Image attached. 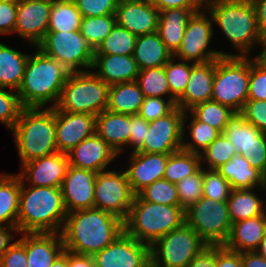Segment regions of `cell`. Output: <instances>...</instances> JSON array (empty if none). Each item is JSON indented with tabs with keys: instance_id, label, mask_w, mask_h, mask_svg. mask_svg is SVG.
Returning <instances> with one entry per match:
<instances>
[{
	"instance_id": "obj_29",
	"label": "cell",
	"mask_w": 266,
	"mask_h": 267,
	"mask_svg": "<svg viewBox=\"0 0 266 267\" xmlns=\"http://www.w3.org/2000/svg\"><path fill=\"white\" fill-rule=\"evenodd\" d=\"M266 232V212L263 215L232 223L224 246L235 252L255 251Z\"/></svg>"
},
{
	"instance_id": "obj_8",
	"label": "cell",
	"mask_w": 266,
	"mask_h": 267,
	"mask_svg": "<svg viewBox=\"0 0 266 267\" xmlns=\"http://www.w3.org/2000/svg\"><path fill=\"white\" fill-rule=\"evenodd\" d=\"M250 58L222 56L215 60L211 100L241 112L248 100Z\"/></svg>"
},
{
	"instance_id": "obj_63",
	"label": "cell",
	"mask_w": 266,
	"mask_h": 267,
	"mask_svg": "<svg viewBox=\"0 0 266 267\" xmlns=\"http://www.w3.org/2000/svg\"><path fill=\"white\" fill-rule=\"evenodd\" d=\"M51 267H68V251H64L55 259Z\"/></svg>"
},
{
	"instance_id": "obj_52",
	"label": "cell",
	"mask_w": 266,
	"mask_h": 267,
	"mask_svg": "<svg viewBox=\"0 0 266 267\" xmlns=\"http://www.w3.org/2000/svg\"><path fill=\"white\" fill-rule=\"evenodd\" d=\"M240 113L248 123L266 133V100L248 99Z\"/></svg>"
},
{
	"instance_id": "obj_57",
	"label": "cell",
	"mask_w": 266,
	"mask_h": 267,
	"mask_svg": "<svg viewBox=\"0 0 266 267\" xmlns=\"http://www.w3.org/2000/svg\"><path fill=\"white\" fill-rule=\"evenodd\" d=\"M159 11L170 8H204L205 0H152Z\"/></svg>"
},
{
	"instance_id": "obj_23",
	"label": "cell",
	"mask_w": 266,
	"mask_h": 267,
	"mask_svg": "<svg viewBox=\"0 0 266 267\" xmlns=\"http://www.w3.org/2000/svg\"><path fill=\"white\" fill-rule=\"evenodd\" d=\"M129 165L125 168L131 189L137 195L154 181L163 179L170 154L130 152Z\"/></svg>"
},
{
	"instance_id": "obj_7",
	"label": "cell",
	"mask_w": 266,
	"mask_h": 267,
	"mask_svg": "<svg viewBox=\"0 0 266 267\" xmlns=\"http://www.w3.org/2000/svg\"><path fill=\"white\" fill-rule=\"evenodd\" d=\"M109 87L92 70L70 72L55 108L97 116L107 108Z\"/></svg>"
},
{
	"instance_id": "obj_25",
	"label": "cell",
	"mask_w": 266,
	"mask_h": 267,
	"mask_svg": "<svg viewBox=\"0 0 266 267\" xmlns=\"http://www.w3.org/2000/svg\"><path fill=\"white\" fill-rule=\"evenodd\" d=\"M214 75L215 60L194 64L185 91L176 101V106L185 112L199 103L211 100Z\"/></svg>"
},
{
	"instance_id": "obj_44",
	"label": "cell",
	"mask_w": 266,
	"mask_h": 267,
	"mask_svg": "<svg viewBox=\"0 0 266 267\" xmlns=\"http://www.w3.org/2000/svg\"><path fill=\"white\" fill-rule=\"evenodd\" d=\"M137 196L144 201L163 205H180L175 183L166 179L154 181L141 190Z\"/></svg>"
},
{
	"instance_id": "obj_62",
	"label": "cell",
	"mask_w": 266,
	"mask_h": 267,
	"mask_svg": "<svg viewBox=\"0 0 266 267\" xmlns=\"http://www.w3.org/2000/svg\"><path fill=\"white\" fill-rule=\"evenodd\" d=\"M255 11L257 24L260 31L266 27V0H251Z\"/></svg>"
},
{
	"instance_id": "obj_12",
	"label": "cell",
	"mask_w": 266,
	"mask_h": 267,
	"mask_svg": "<svg viewBox=\"0 0 266 267\" xmlns=\"http://www.w3.org/2000/svg\"><path fill=\"white\" fill-rule=\"evenodd\" d=\"M203 10L194 13L189 19L180 47L173 56L195 64L217 60L222 56H236L232 52L209 49L215 32L211 15L205 8Z\"/></svg>"
},
{
	"instance_id": "obj_10",
	"label": "cell",
	"mask_w": 266,
	"mask_h": 267,
	"mask_svg": "<svg viewBox=\"0 0 266 267\" xmlns=\"http://www.w3.org/2000/svg\"><path fill=\"white\" fill-rule=\"evenodd\" d=\"M185 223L209 246L224 245L232 226L227 202L206 197L185 211Z\"/></svg>"
},
{
	"instance_id": "obj_65",
	"label": "cell",
	"mask_w": 266,
	"mask_h": 267,
	"mask_svg": "<svg viewBox=\"0 0 266 267\" xmlns=\"http://www.w3.org/2000/svg\"><path fill=\"white\" fill-rule=\"evenodd\" d=\"M256 253L260 254L266 259V232L261 239V242L259 243L257 249L255 250Z\"/></svg>"
},
{
	"instance_id": "obj_48",
	"label": "cell",
	"mask_w": 266,
	"mask_h": 267,
	"mask_svg": "<svg viewBox=\"0 0 266 267\" xmlns=\"http://www.w3.org/2000/svg\"><path fill=\"white\" fill-rule=\"evenodd\" d=\"M231 191L230 183L217 170L203 168V197L227 201Z\"/></svg>"
},
{
	"instance_id": "obj_46",
	"label": "cell",
	"mask_w": 266,
	"mask_h": 267,
	"mask_svg": "<svg viewBox=\"0 0 266 267\" xmlns=\"http://www.w3.org/2000/svg\"><path fill=\"white\" fill-rule=\"evenodd\" d=\"M180 207L186 211L203 197V168L176 183Z\"/></svg>"
},
{
	"instance_id": "obj_58",
	"label": "cell",
	"mask_w": 266,
	"mask_h": 267,
	"mask_svg": "<svg viewBox=\"0 0 266 267\" xmlns=\"http://www.w3.org/2000/svg\"><path fill=\"white\" fill-rule=\"evenodd\" d=\"M187 267H216V246L205 247Z\"/></svg>"
},
{
	"instance_id": "obj_45",
	"label": "cell",
	"mask_w": 266,
	"mask_h": 267,
	"mask_svg": "<svg viewBox=\"0 0 266 267\" xmlns=\"http://www.w3.org/2000/svg\"><path fill=\"white\" fill-rule=\"evenodd\" d=\"M176 60L173 56L164 67L171 95L178 100L185 91L191 68L195 63Z\"/></svg>"
},
{
	"instance_id": "obj_54",
	"label": "cell",
	"mask_w": 266,
	"mask_h": 267,
	"mask_svg": "<svg viewBox=\"0 0 266 267\" xmlns=\"http://www.w3.org/2000/svg\"><path fill=\"white\" fill-rule=\"evenodd\" d=\"M17 0H0V34L14 33L16 24Z\"/></svg>"
},
{
	"instance_id": "obj_61",
	"label": "cell",
	"mask_w": 266,
	"mask_h": 267,
	"mask_svg": "<svg viewBox=\"0 0 266 267\" xmlns=\"http://www.w3.org/2000/svg\"><path fill=\"white\" fill-rule=\"evenodd\" d=\"M68 267H95L93 256L68 251Z\"/></svg>"
},
{
	"instance_id": "obj_56",
	"label": "cell",
	"mask_w": 266,
	"mask_h": 267,
	"mask_svg": "<svg viewBox=\"0 0 266 267\" xmlns=\"http://www.w3.org/2000/svg\"><path fill=\"white\" fill-rule=\"evenodd\" d=\"M216 267H242L241 253L229 250L224 245L216 246Z\"/></svg>"
},
{
	"instance_id": "obj_59",
	"label": "cell",
	"mask_w": 266,
	"mask_h": 267,
	"mask_svg": "<svg viewBox=\"0 0 266 267\" xmlns=\"http://www.w3.org/2000/svg\"><path fill=\"white\" fill-rule=\"evenodd\" d=\"M17 233H19L17 227L0 226V259L12 245L10 242L13 241L14 235Z\"/></svg>"
},
{
	"instance_id": "obj_9",
	"label": "cell",
	"mask_w": 266,
	"mask_h": 267,
	"mask_svg": "<svg viewBox=\"0 0 266 267\" xmlns=\"http://www.w3.org/2000/svg\"><path fill=\"white\" fill-rule=\"evenodd\" d=\"M208 245L184 223L150 247V267H187Z\"/></svg>"
},
{
	"instance_id": "obj_16",
	"label": "cell",
	"mask_w": 266,
	"mask_h": 267,
	"mask_svg": "<svg viewBox=\"0 0 266 267\" xmlns=\"http://www.w3.org/2000/svg\"><path fill=\"white\" fill-rule=\"evenodd\" d=\"M93 259L95 267H150V247L123 231Z\"/></svg>"
},
{
	"instance_id": "obj_47",
	"label": "cell",
	"mask_w": 266,
	"mask_h": 267,
	"mask_svg": "<svg viewBox=\"0 0 266 267\" xmlns=\"http://www.w3.org/2000/svg\"><path fill=\"white\" fill-rule=\"evenodd\" d=\"M250 58L248 99L266 100V60L256 55Z\"/></svg>"
},
{
	"instance_id": "obj_43",
	"label": "cell",
	"mask_w": 266,
	"mask_h": 267,
	"mask_svg": "<svg viewBox=\"0 0 266 267\" xmlns=\"http://www.w3.org/2000/svg\"><path fill=\"white\" fill-rule=\"evenodd\" d=\"M236 149L229 139L221 133L212 143L199 155L201 167L208 170H216L236 155ZM205 164V166L203 165Z\"/></svg>"
},
{
	"instance_id": "obj_28",
	"label": "cell",
	"mask_w": 266,
	"mask_h": 267,
	"mask_svg": "<svg viewBox=\"0 0 266 267\" xmlns=\"http://www.w3.org/2000/svg\"><path fill=\"white\" fill-rule=\"evenodd\" d=\"M95 133L120 155L128 146L130 115L102 111L96 116Z\"/></svg>"
},
{
	"instance_id": "obj_14",
	"label": "cell",
	"mask_w": 266,
	"mask_h": 267,
	"mask_svg": "<svg viewBox=\"0 0 266 267\" xmlns=\"http://www.w3.org/2000/svg\"><path fill=\"white\" fill-rule=\"evenodd\" d=\"M223 134L236 152L249 160L251 166L266 177V133L248 123L240 112L228 120Z\"/></svg>"
},
{
	"instance_id": "obj_60",
	"label": "cell",
	"mask_w": 266,
	"mask_h": 267,
	"mask_svg": "<svg viewBox=\"0 0 266 267\" xmlns=\"http://www.w3.org/2000/svg\"><path fill=\"white\" fill-rule=\"evenodd\" d=\"M242 267H266V259L255 251L241 253Z\"/></svg>"
},
{
	"instance_id": "obj_39",
	"label": "cell",
	"mask_w": 266,
	"mask_h": 267,
	"mask_svg": "<svg viewBox=\"0 0 266 267\" xmlns=\"http://www.w3.org/2000/svg\"><path fill=\"white\" fill-rule=\"evenodd\" d=\"M135 81L145 97L175 99L171 95L164 66L140 70Z\"/></svg>"
},
{
	"instance_id": "obj_50",
	"label": "cell",
	"mask_w": 266,
	"mask_h": 267,
	"mask_svg": "<svg viewBox=\"0 0 266 267\" xmlns=\"http://www.w3.org/2000/svg\"><path fill=\"white\" fill-rule=\"evenodd\" d=\"M176 99L145 97L138 115L148 122L169 114L176 107Z\"/></svg>"
},
{
	"instance_id": "obj_42",
	"label": "cell",
	"mask_w": 266,
	"mask_h": 267,
	"mask_svg": "<svg viewBox=\"0 0 266 267\" xmlns=\"http://www.w3.org/2000/svg\"><path fill=\"white\" fill-rule=\"evenodd\" d=\"M137 36L117 23L110 34L94 51V54L133 55Z\"/></svg>"
},
{
	"instance_id": "obj_1",
	"label": "cell",
	"mask_w": 266,
	"mask_h": 267,
	"mask_svg": "<svg viewBox=\"0 0 266 267\" xmlns=\"http://www.w3.org/2000/svg\"><path fill=\"white\" fill-rule=\"evenodd\" d=\"M123 231L122 220L93 207L68 213L61 236L65 250L93 256L110 245Z\"/></svg>"
},
{
	"instance_id": "obj_69",
	"label": "cell",
	"mask_w": 266,
	"mask_h": 267,
	"mask_svg": "<svg viewBox=\"0 0 266 267\" xmlns=\"http://www.w3.org/2000/svg\"><path fill=\"white\" fill-rule=\"evenodd\" d=\"M262 57L266 60V52L262 55Z\"/></svg>"
},
{
	"instance_id": "obj_67",
	"label": "cell",
	"mask_w": 266,
	"mask_h": 267,
	"mask_svg": "<svg viewBox=\"0 0 266 267\" xmlns=\"http://www.w3.org/2000/svg\"><path fill=\"white\" fill-rule=\"evenodd\" d=\"M5 174H6V173L2 172V173L0 174V179H1Z\"/></svg>"
},
{
	"instance_id": "obj_2",
	"label": "cell",
	"mask_w": 266,
	"mask_h": 267,
	"mask_svg": "<svg viewBox=\"0 0 266 267\" xmlns=\"http://www.w3.org/2000/svg\"><path fill=\"white\" fill-rule=\"evenodd\" d=\"M67 211L62 190L21 181L17 229L21 233H61Z\"/></svg>"
},
{
	"instance_id": "obj_36",
	"label": "cell",
	"mask_w": 266,
	"mask_h": 267,
	"mask_svg": "<svg viewBox=\"0 0 266 267\" xmlns=\"http://www.w3.org/2000/svg\"><path fill=\"white\" fill-rule=\"evenodd\" d=\"M188 121H189V124L187 125ZM186 125L187 127H189L188 133L186 131L187 130ZM187 134H189V136H186ZM220 134L221 133L217 129L213 128L209 124L199 121L190 111H185L184 118H183V136H182L183 137V141H182L183 150L196 153V154H200ZM185 137L186 138L189 137L188 138L189 141Z\"/></svg>"
},
{
	"instance_id": "obj_4",
	"label": "cell",
	"mask_w": 266,
	"mask_h": 267,
	"mask_svg": "<svg viewBox=\"0 0 266 267\" xmlns=\"http://www.w3.org/2000/svg\"><path fill=\"white\" fill-rule=\"evenodd\" d=\"M204 8L238 51L236 56L249 57L253 48L260 46V29L251 0H205Z\"/></svg>"
},
{
	"instance_id": "obj_24",
	"label": "cell",
	"mask_w": 266,
	"mask_h": 267,
	"mask_svg": "<svg viewBox=\"0 0 266 267\" xmlns=\"http://www.w3.org/2000/svg\"><path fill=\"white\" fill-rule=\"evenodd\" d=\"M18 239L26 249L27 267H51L64 251L61 233H22Z\"/></svg>"
},
{
	"instance_id": "obj_37",
	"label": "cell",
	"mask_w": 266,
	"mask_h": 267,
	"mask_svg": "<svg viewBox=\"0 0 266 267\" xmlns=\"http://www.w3.org/2000/svg\"><path fill=\"white\" fill-rule=\"evenodd\" d=\"M200 168V155L181 149L168 156L163 178L176 184Z\"/></svg>"
},
{
	"instance_id": "obj_40",
	"label": "cell",
	"mask_w": 266,
	"mask_h": 267,
	"mask_svg": "<svg viewBox=\"0 0 266 267\" xmlns=\"http://www.w3.org/2000/svg\"><path fill=\"white\" fill-rule=\"evenodd\" d=\"M116 24L115 15L82 17L79 32L95 51Z\"/></svg>"
},
{
	"instance_id": "obj_11",
	"label": "cell",
	"mask_w": 266,
	"mask_h": 267,
	"mask_svg": "<svg viewBox=\"0 0 266 267\" xmlns=\"http://www.w3.org/2000/svg\"><path fill=\"white\" fill-rule=\"evenodd\" d=\"M36 47L70 72L92 69L94 50L79 31H48Z\"/></svg>"
},
{
	"instance_id": "obj_34",
	"label": "cell",
	"mask_w": 266,
	"mask_h": 267,
	"mask_svg": "<svg viewBox=\"0 0 266 267\" xmlns=\"http://www.w3.org/2000/svg\"><path fill=\"white\" fill-rule=\"evenodd\" d=\"M255 190H257V188L232 189L226 201L231 223L263 215L266 212V200L260 198L261 196L255 193L257 192Z\"/></svg>"
},
{
	"instance_id": "obj_66",
	"label": "cell",
	"mask_w": 266,
	"mask_h": 267,
	"mask_svg": "<svg viewBox=\"0 0 266 267\" xmlns=\"http://www.w3.org/2000/svg\"><path fill=\"white\" fill-rule=\"evenodd\" d=\"M58 1H63V2H73V3L76 2V0H58Z\"/></svg>"
},
{
	"instance_id": "obj_5",
	"label": "cell",
	"mask_w": 266,
	"mask_h": 267,
	"mask_svg": "<svg viewBox=\"0 0 266 267\" xmlns=\"http://www.w3.org/2000/svg\"><path fill=\"white\" fill-rule=\"evenodd\" d=\"M21 165L56 152L55 107L23 108L10 130Z\"/></svg>"
},
{
	"instance_id": "obj_20",
	"label": "cell",
	"mask_w": 266,
	"mask_h": 267,
	"mask_svg": "<svg viewBox=\"0 0 266 267\" xmlns=\"http://www.w3.org/2000/svg\"><path fill=\"white\" fill-rule=\"evenodd\" d=\"M97 173L68 166L61 190L67 213L94 207Z\"/></svg>"
},
{
	"instance_id": "obj_6",
	"label": "cell",
	"mask_w": 266,
	"mask_h": 267,
	"mask_svg": "<svg viewBox=\"0 0 266 267\" xmlns=\"http://www.w3.org/2000/svg\"><path fill=\"white\" fill-rule=\"evenodd\" d=\"M185 223L180 205H163L141 200L135 195L124 231L137 241L151 247L160 237Z\"/></svg>"
},
{
	"instance_id": "obj_30",
	"label": "cell",
	"mask_w": 266,
	"mask_h": 267,
	"mask_svg": "<svg viewBox=\"0 0 266 267\" xmlns=\"http://www.w3.org/2000/svg\"><path fill=\"white\" fill-rule=\"evenodd\" d=\"M201 9L204 8H170L159 12L157 32L172 54L180 47L189 19Z\"/></svg>"
},
{
	"instance_id": "obj_55",
	"label": "cell",
	"mask_w": 266,
	"mask_h": 267,
	"mask_svg": "<svg viewBox=\"0 0 266 267\" xmlns=\"http://www.w3.org/2000/svg\"><path fill=\"white\" fill-rule=\"evenodd\" d=\"M0 259V267H27L26 249L16 239Z\"/></svg>"
},
{
	"instance_id": "obj_21",
	"label": "cell",
	"mask_w": 266,
	"mask_h": 267,
	"mask_svg": "<svg viewBox=\"0 0 266 267\" xmlns=\"http://www.w3.org/2000/svg\"><path fill=\"white\" fill-rule=\"evenodd\" d=\"M69 165L95 173L107 167L119 155L96 133L81 141L66 153Z\"/></svg>"
},
{
	"instance_id": "obj_68",
	"label": "cell",
	"mask_w": 266,
	"mask_h": 267,
	"mask_svg": "<svg viewBox=\"0 0 266 267\" xmlns=\"http://www.w3.org/2000/svg\"><path fill=\"white\" fill-rule=\"evenodd\" d=\"M119 1H139V0H119Z\"/></svg>"
},
{
	"instance_id": "obj_19",
	"label": "cell",
	"mask_w": 266,
	"mask_h": 267,
	"mask_svg": "<svg viewBox=\"0 0 266 267\" xmlns=\"http://www.w3.org/2000/svg\"><path fill=\"white\" fill-rule=\"evenodd\" d=\"M96 116L70 113L55 108V135L58 152L67 153L81 141L95 134Z\"/></svg>"
},
{
	"instance_id": "obj_27",
	"label": "cell",
	"mask_w": 266,
	"mask_h": 267,
	"mask_svg": "<svg viewBox=\"0 0 266 267\" xmlns=\"http://www.w3.org/2000/svg\"><path fill=\"white\" fill-rule=\"evenodd\" d=\"M229 183L232 189L259 188L266 193V177L250 165L243 155L236 154L231 160L216 169Z\"/></svg>"
},
{
	"instance_id": "obj_41",
	"label": "cell",
	"mask_w": 266,
	"mask_h": 267,
	"mask_svg": "<svg viewBox=\"0 0 266 267\" xmlns=\"http://www.w3.org/2000/svg\"><path fill=\"white\" fill-rule=\"evenodd\" d=\"M189 111L199 121L209 124L220 133H223L228 120L235 113L230 107L213 100L199 103Z\"/></svg>"
},
{
	"instance_id": "obj_31",
	"label": "cell",
	"mask_w": 266,
	"mask_h": 267,
	"mask_svg": "<svg viewBox=\"0 0 266 267\" xmlns=\"http://www.w3.org/2000/svg\"><path fill=\"white\" fill-rule=\"evenodd\" d=\"M133 57L140 70L164 66L173 54L166 48L158 32L137 36Z\"/></svg>"
},
{
	"instance_id": "obj_64",
	"label": "cell",
	"mask_w": 266,
	"mask_h": 267,
	"mask_svg": "<svg viewBox=\"0 0 266 267\" xmlns=\"http://www.w3.org/2000/svg\"><path fill=\"white\" fill-rule=\"evenodd\" d=\"M260 46L262 47V51L260 50V53L257 55L262 56L266 52V27L260 31Z\"/></svg>"
},
{
	"instance_id": "obj_22",
	"label": "cell",
	"mask_w": 266,
	"mask_h": 267,
	"mask_svg": "<svg viewBox=\"0 0 266 267\" xmlns=\"http://www.w3.org/2000/svg\"><path fill=\"white\" fill-rule=\"evenodd\" d=\"M159 10L151 1H119L116 23L136 36L157 32Z\"/></svg>"
},
{
	"instance_id": "obj_13",
	"label": "cell",
	"mask_w": 266,
	"mask_h": 267,
	"mask_svg": "<svg viewBox=\"0 0 266 267\" xmlns=\"http://www.w3.org/2000/svg\"><path fill=\"white\" fill-rule=\"evenodd\" d=\"M133 193L126 171L104 170L98 172L95 181L94 207L118 217L127 219L133 204Z\"/></svg>"
},
{
	"instance_id": "obj_33",
	"label": "cell",
	"mask_w": 266,
	"mask_h": 267,
	"mask_svg": "<svg viewBox=\"0 0 266 267\" xmlns=\"http://www.w3.org/2000/svg\"><path fill=\"white\" fill-rule=\"evenodd\" d=\"M29 54L0 42V87L18 91Z\"/></svg>"
},
{
	"instance_id": "obj_32",
	"label": "cell",
	"mask_w": 266,
	"mask_h": 267,
	"mask_svg": "<svg viewBox=\"0 0 266 267\" xmlns=\"http://www.w3.org/2000/svg\"><path fill=\"white\" fill-rule=\"evenodd\" d=\"M144 94L136 81L111 85L108 91L107 111L119 114H138Z\"/></svg>"
},
{
	"instance_id": "obj_38",
	"label": "cell",
	"mask_w": 266,
	"mask_h": 267,
	"mask_svg": "<svg viewBox=\"0 0 266 267\" xmlns=\"http://www.w3.org/2000/svg\"><path fill=\"white\" fill-rule=\"evenodd\" d=\"M81 19L76 3L53 0L48 31H79Z\"/></svg>"
},
{
	"instance_id": "obj_49",
	"label": "cell",
	"mask_w": 266,
	"mask_h": 267,
	"mask_svg": "<svg viewBox=\"0 0 266 267\" xmlns=\"http://www.w3.org/2000/svg\"><path fill=\"white\" fill-rule=\"evenodd\" d=\"M0 87V122L9 130L16 124L23 106L17 91Z\"/></svg>"
},
{
	"instance_id": "obj_35",
	"label": "cell",
	"mask_w": 266,
	"mask_h": 267,
	"mask_svg": "<svg viewBox=\"0 0 266 267\" xmlns=\"http://www.w3.org/2000/svg\"><path fill=\"white\" fill-rule=\"evenodd\" d=\"M21 179L6 173L0 179V226L17 227Z\"/></svg>"
},
{
	"instance_id": "obj_3",
	"label": "cell",
	"mask_w": 266,
	"mask_h": 267,
	"mask_svg": "<svg viewBox=\"0 0 266 267\" xmlns=\"http://www.w3.org/2000/svg\"><path fill=\"white\" fill-rule=\"evenodd\" d=\"M33 48L36 50L29 54L17 93L24 108H53L59 100L70 71L39 48Z\"/></svg>"
},
{
	"instance_id": "obj_26",
	"label": "cell",
	"mask_w": 266,
	"mask_h": 267,
	"mask_svg": "<svg viewBox=\"0 0 266 267\" xmlns=\"http://www.w3.org/2000/svg\"><path fill=\"white\" fill-rule=\"evenodd\" d=\"M91 70L109 86L135 81L140 72L133 55L121 54H94Z\"/></svg>"
},
{
	"instance_id": "obj_15",
	"label": "cell",
	"mask_w": 266,
	"mask_h": 267,
	"mask_svg": "<svg viewBox=\"0 0 266 267\" xmlns=\"http://www.w3.org/2000/svg\"><path fill=\"white\" fill-rule=\"evenodd\" d=\"M185 112L175 107L169 114L149 122L143 146L144 153L171 154L182 149Z\"/></svg>"
},
{
	"instance_id": "obj_53",
	"label": "cell",
	"mask_w": 266,
	"mask_h": 267,
	"mask_svg": "<svg viewBox=\"0 0 266 267\" xmlns=\"http://www.w3.org/2000/svg\"><path fill=\"white\" fill-rule=\"evenodd\" d=\"M148 129V121L138 114L130 115V137L128 146L133 149L131 152L138 151L143 146Z\"/></svg>"
},
{
	"instance_id": "obj_51",
	"label": "cell",
	"mask_w": 266,
	"mask_h": 267,
	"mask_svg": "<svg viewBox=\"0 0 266 267\" xmlns=\"http://www.w3.org/2000/svg\"><path fill=\"white\" fill-rule=\"evenodd\" d=\"M82 17L115 15L119 0H76Z\"/></svg>"
},
{
	"instance_id": "obj_17",
	"label": "cell",
	"mask_w": 266,
	"mask_h": 267,
	"mask_svg": "<svg viewBox=\"0 0 266 267\" xmlns=\"http://www.w3.org/2000/svg\"><path fill=\"white\" fill-rule=\"evenodd\" d=\"M53 0H17L14 33L37 46L48 32Z\"/></svg>"
},
{
	"instance_id": "obj_18",
	"label": "cell",
	"mask_w": 266,
	"mask_h": 267,
	"mask_svg": "<svg viewBox=\"0 0 266 267\" xmlns=\"http://www.w3.org/2000/svg\"><path fill=\"white\" fill-rule=\"evenodd\" d=\"M68 166L67 154L56 152L22 164L17 175L29 186L61 188Z\"/></svg>"
}]
</instances>
